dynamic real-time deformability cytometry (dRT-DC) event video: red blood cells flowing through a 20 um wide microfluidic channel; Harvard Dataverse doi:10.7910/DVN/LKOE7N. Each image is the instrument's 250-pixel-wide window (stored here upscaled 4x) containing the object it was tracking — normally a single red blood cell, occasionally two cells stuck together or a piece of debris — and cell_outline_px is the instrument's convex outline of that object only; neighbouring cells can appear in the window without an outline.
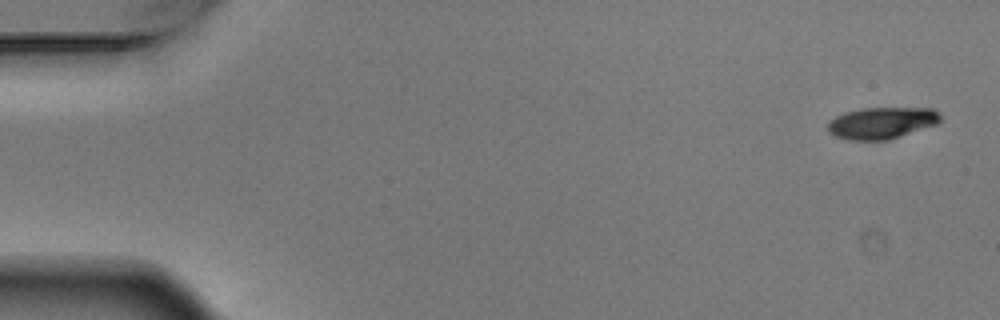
{"species": "Egyptian fruit bat (a non-hibernating species)", "species_latin": "Rousettus aegyptiacus", "temperature_condition": "warm", "stored_images_in_passage": 5, "camera_frame_rate_fps": 3000, "um_per_image_px": 0.085, "animal": {"sex": "male"}, "frame": {"image": 1, "passage_image": 1, "time_ms": 0.0, "image_size_px": [1000, 320], "cell_outline_px": [[940, 120], [936, 124], [888, 140], [848, 140], [836, 136], [828, 132], [828, 120], [844, 112], [864, 108], [932, 108], [940, 116]], "centroid_in_image_um": [74.9, 10.45], "position_along_channel_um": 10.1, "area_um2": 20.63}}
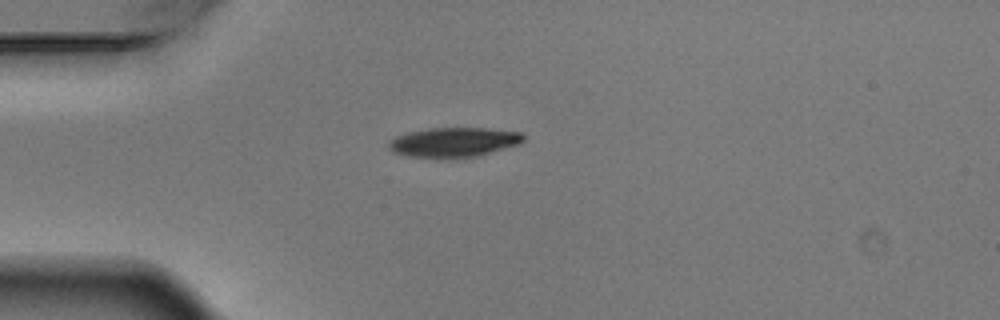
{"frame": {"image": 2, "passage_image": 4, "time_ms": 1.0, "image_size_px": [1000, 320], "cell_outline_px": [[524, 140], [520, 144], [480, 156], [408, 156], [392, 152], [388, 148], [388, 140], [396, 136], [408, 132], [428, 128], [488, 128], [520, 132], [524, 136]], "centroid_in_image_um": [38.58, 12.06], "position_along_channel_um": 46.4, "area_um2": 22.95}}